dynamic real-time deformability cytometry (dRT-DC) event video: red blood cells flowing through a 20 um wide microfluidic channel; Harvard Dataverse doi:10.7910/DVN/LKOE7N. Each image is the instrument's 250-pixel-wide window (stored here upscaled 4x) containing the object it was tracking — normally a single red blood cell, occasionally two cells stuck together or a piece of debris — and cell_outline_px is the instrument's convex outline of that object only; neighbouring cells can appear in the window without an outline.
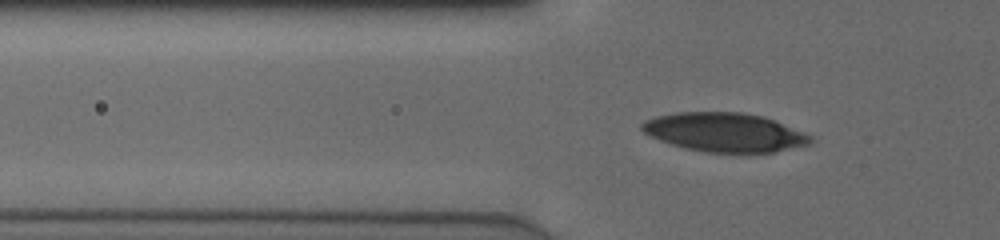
{"species": "human", "species_latin": "Homo sapiens", "temperature_condition": "cold", "stored_images_in_passage": 54, "camera_frame_rate_fps": 3000, "um_per_image_px": 0.085, "donor": {"sex": "male"}, "frame": {"image": 1, "passage_image": 20, "time_ms": 6.333, "image_size_px": [1000, 240], "cell_outline_px": [[812, 140], [808, 144], [776, 152], [708, 152], [684, 148], [660, 140], [644, 132], [640, 128], [640, 124], [644, 120], [656, 116], [676, 112], [744, 112], [764, 116], [804, 132], [812, 136]], "centroid_in_image_um": [61.58, 11.23], "position_along_channel_um": 64.2, "area_um2": 38.15}}
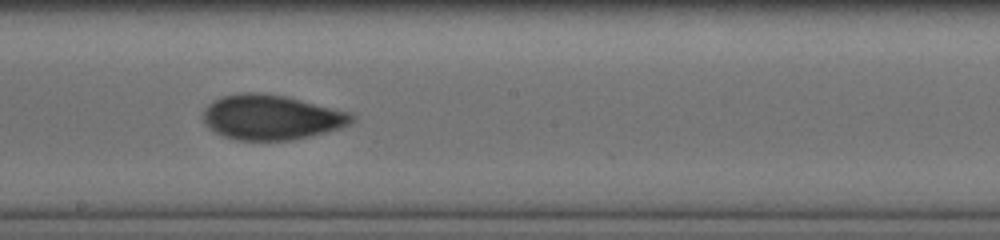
{"frame": {"image": 2, "passage_image": 33, "time_ms": 10.667, "image_size_px": [1000, 240], "cell_outline_px": [[356, 116], [348, 124], [340, 128], [292, 140], [236, 140], [212, 132], [204, 124], [200, 116], [204, 108], [212, 100], [224, 96], [240, 92], [256, 92], [284, 96], [348, 112]], "centroid_in_image_um": [22.95, 9.97], "position_along_channel_um": 225.2, "area_um2": 38.84}}
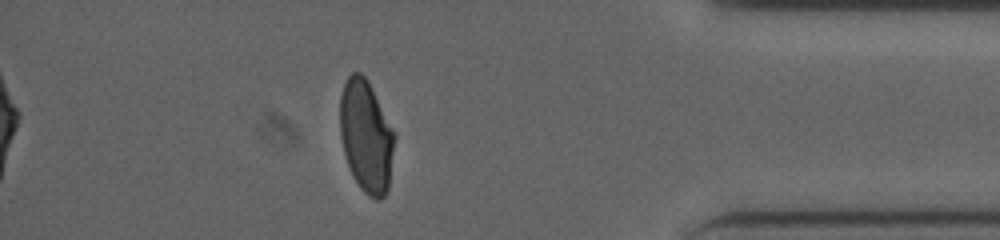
{"frame": {"image": 3, "passage_image": 49, "time_ms": 16.0, "image_size_px": [1000, 240], "cell_outline_px": [[396, 136], [388, 188], [384, 196], [380, 200], [376, 200], [368, 196], [360, 188], [352, 176], [344, 152], [340, 136], [340, 96], [344, 84], [348, 76], [352, 72], [360, 72], [368, 80], [396, 132]], "centroid_in_image_um": [31.14, 11.58], "position_along_channel_um": 404.1, "area_um2": 36.07}}